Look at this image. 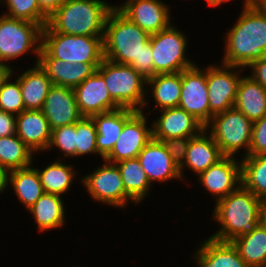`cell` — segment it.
Here are the masks:
<instances>
[{
	"instance_id": "cell-1",
	"label": "cell",
	"mask_w": 266,
	"mask_h": 267,
	"mask_svg": "<svg viewBox=\"0 0 266 267\" xmlns=\"http://www.w3.org/2000/svg\"><path fill=\"white\" fill-rule=\"evenodd\" d=\"M150 36L114 7L105 22L104 58L129 65L148 80L157 74L153 66Z\"/></svg>"
},
{
	"instance_id": "cell-2",
	"label": "cell",
	"mask_w": 266,
	"mask_h": 267,
	"mask_svg": "<svg viewBox=\"0 0 266 267\" xmlns=\"http://www.w3.org/2000/svg\"><path fill=\"white\" fill-rule=\"evenodd\" d=\"M236 23L224 34L222 64L242 67L266 57V2L255 0L244 6Z\"/></svg>"
},
{
	"instance_id": "cell-3",
	"label": "cell",
	"mask_w": 266,
	"mask_h": 267,
	"mask_svg": "<svg viewBox=\"0 0 266 267\" xmlns=\"http://www.w3.org/2000/svg\"><path fill=\"white\" fill-rule=\"evenodd\" d=\"M264 205V201L241 184L235 191L214 204L211 219L220 225L210 237L231 242L246 234L260 224Z\"/></svg>"
},
{
	"instance_id": "cell-4",
	"label": "cell",
	"mask_w": 266,
	"mask_h": 267,
	"mask_svg": "<svg viewBox=\"0 0 266 267\" xmlns=\"http://www.w3.org/2000/svg\"><path fill=\"white\" fill-rule=\"evenodd\" d=\"M114 7L106 0H66L48 18L47 25L68 35L104 36L106 19Z\"/></svg>"
},
{
	"instance_id": "cell-5",
	"label": "cell",
	"mask_w": 266,
	"mask_h": 267,
	"mask_svg": "<svg viewBox=\"0 0 266 267\" xmlns=\"http://www.w3.org/2000/svg\"><path fill=\"white\" fill-rule=\"evenodd\" d=\"M104 36L68 35L42 28L39 57H53L70 63H101Z\"/></svg>"
},
{
	"instance_id": "cell-6",
	"label": "cell",
	"mask_w": 266,
	"mask_h": 267,
	"mask_svg": "<svg viewBox=\"0 0 266 267\" xmlns=\"http://www.w3.org/2000/svg\"><path fill=\"white\" fill-rule=\"evenodd\" d=\"M41 34L42 27L39 24L0 15V71L13 69L10 61L20 59L29 52L36 55L34 62L37 64Z\"/></svg>"
},
{
	"instance_id": "cell-7",
	"label": "cell",
	"mask_w": 266,
	"mask_h": 267,
	"mask_svg": "<svg viewBox=\"0 0 266 267\" xmlns=\"http://www.w3.org/2000/svg\"><path fill=\"white\" fill-rule=\"evenodd\" d=\"M97 71L104 77L111 98L121 107L141 111L147 80L129 65L103 59Z\"/></svg>"
},
{
	"instance_id": "cell-8",
	"label": "cell",
	"mask_w": 266,
	"mask_h": 267,
	"mask_svg": "<svg viewBox=\"0 0 266 267\" xmlns=\"http://www.w3.org/2000/svg\"><path fill=\"white\" fill-rule=\"evenodd\" d=\"M253 122L235 107L212 116L205 130L217 143L224 156L236 157L245 150L243 157L249 156Z\"/></svg>"
},
{
	"instance_id": "cell-9",
	"label": "cell",
	"mask_w": 266,
	"mask_h": 267,
	"mask_svg": "<svg viewBox=\"0 0 266 267\" xmlns=\"http://www.w3.org/2000/svg\"><path fill=\"white\" fill-rule=\"evenodd\" d=\"M185 35L172 23L168 28L150 36L153 66L157 74L178 73L196 65L186 55L189 40Z\"/></svg>"
},
{
	"instance_id": "cell-10",
	"label": "cell",
	"mask_w": 266,
	"mask_h": 267,
	"mask_svg": "<svg viewBox=\"0 0 266 267\" xmlns=\"http://www.w3.org/2000/svg\"><path fill=\"white\" fill-rule=\"evenodd\" d=\"M102 161H104L103 165L101 164L91 173H87L82 179L79 178L91 199L120 209L127 207L130 202L133 204L134 201L125 191L117 165L105 160Z\"/></svg>"
},
{
	"instance_id": "cell-11",
	"label": "cell",
	"mask_w": 266,
	"mask_h": 267,
	"mask_svg": "<svg viewBox=\"0 0 266 267\" xmlns=\"http://www.w3.org/2000/svg\"><path fill=\"white\" fill-rule=\"evenodd\" d=\"M215 64V65H214ZM206 67L209 99V122L213 115L233 108L241 74L245 68L225 64Z\"/></svg>"
},
{
	"instance_id": "cell-12",
	"label": "cell",
	"mask_w": 266,
	"mask_h": 267,
	"mask_svg": "<svg viewBox=\"0 0 266 267\" xmlns=\"http://www.w3.org/2000/svg\"><path fill=\"white\" fill-rule=\"evenodd\" d=\"M148 112L136 111L125 123L111 152L103 159L110 163L136 158L153 139L152 123L148 125ZM148 125V126H147Z\"/></svg>"
},
{
	"instance_id": "cell-13",
	"label": "cell",
	"mask_w": 266,
	"mask_h": 267,
	"mask_svg": "<svg viewBox=\"0 0 266 267\" xmlns=\"http://www.w3.org/2000/svg\"><path fill=\"white\" fill-rule=\"evenodd\" d=\"M181 95L178 107L190 113L204 126L209 123V99L206 67L198 64L181 71Z\"/></svg>"
},
{
	"instance_id": "cell-14",
	"label": "cell",
	"mask_w": 266,
	"mask_h": 267,
	"mask_svg": "<svg viewBox=\"0 0 266 267\" xmlns=\"http://www.w3.org/2000/svg\"><path fill=\"white\" fill-rule=\"evenodd\" d=\"M118 4H115V7L124 16L150 35L168 28L173 23L170 6L162 0H125Z\"/></svg>"
},
{
	"instance_id": "cell-15",
	"label": "cell",
	"mask_w": 266,
	"mask_h": 267,
	"mask_svg": "<svg viewBox=\"0 0 266 267\" xmlns=\"http://www.w3.org/2000/svg\"><path fill=\"white\" fill-rule=\"evenodd\" d=\"M236 157L224 156L198 176V183L204 187L216 203L235 191L241 184V161Z\"/></svg>"
},
{
	"instance_id": "cell-16",
	"label": "cell",
	"mask_w": 266,
	"mask_h": 267,
	"mask_svg": "<svg viewBox=\"0 0 266 267\" xmlns=\"http://www.w3.org/2000/svg\"><path fill=\"white\" fill-rule=\"evenodd\" d=\"M73 90L83 117H92L121 108L111 98L104 77L97 70Z\"/></svg>"
},
{
	"instance_id": "cell-17",
	"label": "cell",
	"mask_w": 266,
	"mask_h": 267,
	"mask_svg": "<svg viewBox=\"0 0 266 267\" xmlns=\"http://www.w3.org/2000/svg\"><path fill=\"white\" fill-rule=\"evenodd\" d=\"M160 116L152 121L153 139L163 142L166 139L195 137L205 126L190 113L180 107L159 110Z\"/></svg>"
},
{
	"instance_id": "cell-18",
	"label": "cell",
	"mask_w": 266,
	"mask_h": 267,
	"mask_svg": "<svg viewBox=\"0 0 266 267\" xmlns=\"http://www.w3.org/2000/svg\"><path fill=\"white\" fill-rule=\"evenodd\" d=\"M151 185L154 182L165 184L172 179L182 180L179 166L172 160L166 145L152 139L137 156Z\"/></svg>"
},
{
	"instance_id": "cell-19",
	"label": "cell",
	"mask_w": 266,
	"mask_h": 267,
	"mask_svg": "<svg viewBox=\"0 0 266 267\" xmlns=\"http://www.w3.org/2000/svg\"><path fill=\"white\" fill-rule=\"evenodd\" d=\"M41 110L51 130L74 124L83 117L78 109L74 90L69 87L53 85Z\"/></svg>"
},
{
	"instance_id": "cell-20",
	"label": "cell",
	"mask_w": 266,
	"mask_h": 267,
	"mask_svg": "<svg viewBox=\"0 0 266 267\" xmlns=\"http://www.w3.org/2000/svg\"><path fill=\"white\" fill-rule=\"evenodd\" d=\"M51 128L42 110H24L16 115V135L37 155L47 152Z\"/></svg>"
},
{
	"instance_id": "cell-21",
	"label": "cell",
	"mask_w": 266,
	"mask_h": 267,
	"mask_svg": "<svg viewBox=\"0 0 266 267\" xmlns=\"http://www.w3.org/2000/svg\"><path fill=\"white\" fill-rule=\"evenodd\" d=\"M223 157L224 155L217 143L204 129L199 135L192 137L189 141L185 159L179 167L182 181H184L183 178L186 176L184 175L186 167L188 168L186 170H191L198 177Z\"/></svg>"
},
{
	"instance_id": "cell-22",
	"label": "cell",
	"mask_w": 266,
	"mask_h": 267,
	"mask_svg": "<svg viewBox=\"0 0 266 267\" xmlns=\"http://www.w3.org/2000/svg\"><path fill=\"white\" fill-rule=\"evenodd\" d=\"M38 64L53 85L74 89L91 76L101 63H70L53 57H38Z\"/></svg>"
},
{
	"instance_id": "cell-23",
	"label": "cell",
	"mask_w": 266,
	"mask_h": 267,
	"mask_svg": "<svg viewBox=\"0 0 266 267\" xmlns=\"http://www.w3.org/2000/svg\"><path fill=\"white\" fill-rule=\"evenodd\" d=\"M205 240V241H204ZM199 243L192 259L197 267H249L232 242L208 237Z\"/></svg>"
},
{
	"instance_id": "cell-24",
	"label": "cell",
	"mask_w": 266,
	"mask_h": 267,
	"mask_svg": "<svg viewBox=\"0 0 266 267\" xmlns=\"http://www.w3.org/2000/svg\"><path fill=\"white\" fill-rule=\"evenodd\" d=\"M146 101L142 107L141 112L146 110L149 106L148 97H151L155 102L153 110L150 109L149 113L159 111L166 108L178 107L181 95V72L156 74L154 77L147 80ZM150 93H149V92ZM149 94V95H148Z\"/></svg>"
},
{
	"instance_id": "cell-25",
	"label": "cell",
	"mask_w": 266,
	"mask_h": 267,
	"mask_svg": "<svg viewBox=\"0 0 266 267\" xmlns=\"http://www.w3.org/2000/svg\"><path fill=\"white\" fill-rule=\"evenodd\" d=\"M136 112L129 108H120L107 113L96 114L92 119L97 129V152L104 159L117 142L124 123Z\"/></svg>"
},
{
	"instance_id": "cell-26",
	"label": "cell",
	"mask_w": 266,
	"mask_h": 267,
	"mask_svg": "<svg viewBox=\"0 0 266 267\" xmlns=\"http://www.w3.org/2000/svg\"><path fill=\"white\" fill-rule=\"evenodd\" d=\"M17 76L25 110H41L53 86L52 81L37 63Z\"/></svg>"
},
{
	"instance_id": "cell-27",
	"label": "cell",
	"mask_w": 266,
	"mask_h": 267,
	"mask_svg": "<svg viewBox=\"0 0 266 267\" xmlns=\"http://www.w3.org/2000/svg\"><path fill=\"white\" fill-rule=\"evenodd\" d=\"M234 107L255 122L266 115V89L248 74H243L237 88Z\"/></svg>"
},
{
	"instance_id": "cell-28",
	"label": "cell",
	"mask_w": 266,
	"mask_h": 267,
	"mask_svg": "<svg viewBox=\"0 0 266 267\" xmlns=\"http://www.w3.org/2000/svg\"><path fill=\"white\" fill-rule=\"evenodd\" d=\"M63 196L44 193L28 212L33 216L37 224L38 232H48L64 227L66 222L65 201Z\"/></svg>"
},
{
	"instance_id": "cell-29",
	"label": "cell",
	"mask_w": 266,
	"mask_h": 267,
	"mask_svg": "<svg viewBox=\"0 0 266 267\" xmlns=\"http://www.w3.org/2000/svg\"><path fill=\"white\" fill-rule=\"evenodd\" d=\"M37 166L16 169L8 173V186L15 192L20 203L28 210L45 193Z\"/></svg>"
},
{
	"instance_id": "cell-30",
	"label": "cell",
	"mask_w": 266,
	"mask_h": 267,
	"mask_svg": "<svg viewBox=\"0 0 266 267\" xmlns=\"http://www.w3.org/2000/svg\"><path fill=\"white\" fill-rule=\"evenodd\" d=\"M120 171L122 182L127 195L134 201V204H141L153 187L143 170L139 159L130 158L115 163Z\"/></svg>"
},
{
	"instance_id": "cell-31",
	"label": "cell",
	"mask_w": 266,
	"mask_h": 267,
	"mask_svg": "<svg viewBox=\"0 0 266 267\" xmlns=\"http://www.w3.org/2000/svg\"><path fill=\"white\" fill-rule=\"evenodd\" d=\"M36 169L39 173L44 192L59 196L66 194L71 189L78 175V171L72 164H67L59 159H55V161L49 163L42 170Z\"/></svg>"
},
{
	"instance_id": "cell-32",
	"label": "cell",
	"mask_w": 266,
	"mask_h": 267,
	"mask_svg": "<svg viewBox=\"0 0 266 267\" xmlns=\"http://www.w3.org/2000/svg\"><path fill=\"white\" fill-rule=\"evenodd\" d=\"M231 242L249 267L266 265V229L261 223Z\"/></svg>"
},
{
	"instance_id": "cell-33",
	"label": "cell",
	"mask_w": 266,
	"mask_h": 267,
	"mask_svg": "<svg viewBox=\"0 0 266 267\" xmlns=\"http://www.w3.org/2000/svg\"><path fill=\"white\" fill-rule=\"evenodd\" d=\"M33 157L34 153L16 134L0 137V165L8 172L32 165Z\"/></svg>"
},
{
	"instance_id": "cell-34",
	"label": "cell",
	"mask_w": 266,
	"mask_h": 267,
	"mask_svg": "<svg viewBox=\"0 0 266 267\" xmlns=\"http://www.w3.org/2000/svg\"><path fill=\"white\" fill-rule=\"evenodd\" d=\"M240 160L242 185L266 203V154Z\"/></svg>"
},
{
	"instance_id": "cell-35",
	"label": "cell",
	"mask_w": 266,
	"mask_h": 267,
	"mask_svg": "<svg viewBox=\"0 0 266 267\" xmlns=\"http://www.w3.org/2000/svg\"><path fill=\"white\" fill-rule=\"evenodd\" d=\"M14 69L0 71V110L18 115L25 108L19 80L12 79L16 73Z\"/></svg>"
},
{
	"instance_id": "cell-36",
	"label": "cell",
	"mask_w": 266,
	"mask_h": 267,
	"mask_svg": "<svg viewBox=\"0 0 266 267\" xmlns=\"http://www.w3.org/2000/svg\"><path fill=\"white\" fill-rule=\"evenodd\" d=\"M7 6L3 15L39 24L42 28L47 24L48 17L42 12L37 0H0Z\"/></svg>"
},
{
	"instance_id": "cell-37",
	"label": "cell",
	"mask_w": 266,
	"mask_h": 267,
	"mask_svg": "<svg viewBox=\"0 0 266 267\" xmlns=\"http://www.w3.org/2000/svg\"><path fill=\"white\" fill-rule=\"evenodd\" d=\"M97 129L92 117H82L76 122V158L97 152Z\"/></svg>"
},
{
	"instance_id": "cell-38",
	"label": "cell",
	"mask_w": 266,
	"mask_h": 267,
	"mask_svg": "<svg viewBox=\"0 0 266 267\" xmlns=\"http://www.w3.org/2000/svg\"><path fill=\"white\" fill-rule=\"evenodd\" d=\"M59 150L63 155L60 159L76 158V123L58 127L52 130L50 144L47 151ZM66 158V159H65Z\"/></svg>"
},
{
	"instance_id": "cell-39",
	"label": "cell",
	"mask_w": 266,
	"mask_h": 267,
	"mask_svg": "<svg viewBox=\"0 0 266 267\" xmlns=\"http://www.w3.org/2000/svg\"><path fill=\"white\" fill-rule=\"evenodd\" d=\"M266 154V115L253 122L249 156Z\"/></svg>"
},
{
	"instance_id": "cell-40",
	"label": "cell",
	"mask_w": 266,
	"mask_h": 267,
	"mask_svg": "<svg viewBox=\"0 0 266 267\" xmlns=\"http://www.w3.org/2000/svg\"><path fill=\"white\" fill-rule=\"evenodd\" d=\"M190 139V137H180L163 141L172 160L179 167L183 164L185 159Z\"/></svg>"
},
{
	"instance_id": "cell-41",
	"label": "cell",
	"mask_w": 266,
	"mask_h": 267,
	"mask_svg": "<svg viewBox=\"0 0 266 267\" xmlns=\"http://www.w3.org/2000/svg\"><path fill=\"white\" fill-rule=\"evenodd\" d=\"M16 134V115L0 110V137Z\"/></svg>"
},
{
	"instance_id": "cell-42",
	"label": "cell",
	"mask_w": 266,
	"mask_h": 267,
	"mask_svg": "<svg viewBox=\"0 0 266 267\" xmlns=\"http://www.w3.org/2000/svg\"><path fill=\"white\" fill-rule=\"evenodd\" d=\"M248 67L251 69L248 75L266 89V57L253 61Z\"/></svg>"
},
{
	"instance_id": "cell-43",
	"label": "cell",
	"mask_w": 266,
	"mask_h": 267,
	"mask_svg": "<svg viewBox=\"0 0 266 267\" xmlns=\"http://www.w3.org/2000/svg\"><path fill=\"white\" fill-rule=\"evenodd\" d=\"M42 12L49 18L66 0H37Z\"/></svg>"
},
{
	"instance_id": "cell-44",
	"label": "cell",
	"mask_w": 266,
	"mask_h": 267,
	"mask_svg": "<svg viewBox=\"0 0 266 267\" xmlns=\"http://www.w3.org/2000/svg\"><path fill=\"white\" fill-rule=\"evenodd\" d=\"M8 171L0 165V194L8 190Z\"/></svg>"
},
{
	"instance_id": "cell-45",
	"label": "cell",
	"mask_w": 266,
	"mask_h": 267,
	"mask_svg": "<svg viewBox=\"0 0 266 267\" xmlns=\"http://www.w3.org/2000/svg\"><path fill=\"white\" fill-rule=\"evenodd\" d=\"M232 2L233 0H206L205 2H207V4L211 7H219L221 4H223L224 2L228 3V2ZM255 0H243V3H242V7L244 6H247V5H250L254 2Z\"/></svg>"
},
{
	"instance_id": "cell-46",
	"label": "cell",
	"mask_w": 266,
	"mask_h": 267,
	"mask_svg": "<svg viewBox=\"0 0 266 267\" xmlns=\"http://www.w3.org/2000/svg\"><path fill=\"white\" fill-rule=\"evenodd\" d=\"M263 227L266 229V203L263 207L262 214H261V222H260Z\"/></svg>"
},
{
	"instance_id": "cell-47",
	"label": "cell",
	"mask_w": 266,
	"mask_h": 267,
	"mask_svg": "<svg viewBox=\"0 0 266 267\" xmlns=\"http://www.w3.org/2000/svg\"><path fill=\"white\" fill-rule=\"evenodd\" d=\"M252 267H266V265H264V266H252Z\"/></svg>"
}]
</instances>
